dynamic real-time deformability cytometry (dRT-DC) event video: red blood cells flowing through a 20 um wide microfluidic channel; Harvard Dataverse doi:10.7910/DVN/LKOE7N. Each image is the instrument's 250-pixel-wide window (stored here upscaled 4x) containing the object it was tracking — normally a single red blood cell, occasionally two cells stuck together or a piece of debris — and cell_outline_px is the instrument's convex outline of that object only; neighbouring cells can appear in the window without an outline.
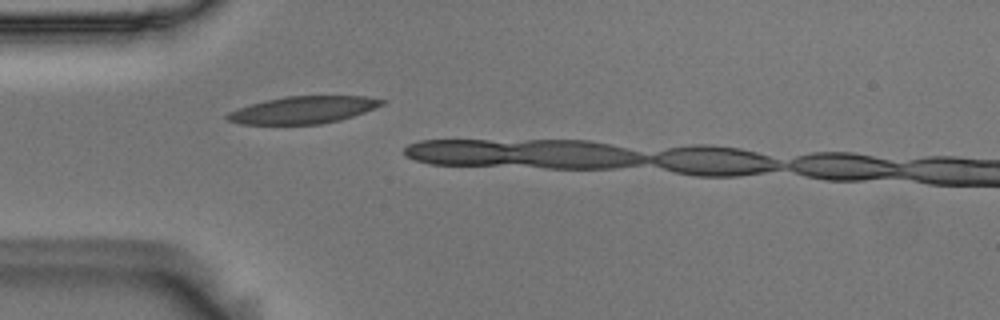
{"species": "Egyptian fruit bat (a non-hibernating species)", "species_latin": "Rousettus aegyptiacus", "temperature_condition": "room temperature", "stored_images_in_passage": 2, "camera_frame_rate_fps": 3000, "um_per_image_px": 0.085, "animal": {"sex": "male"}, "frame": {"image": 1, "passage_image": 1, "time_ms": 0.0, "image_size_px": [1000, 320], "cell_outline_px": [[388, 100], [384, 104], [364, 112], [340, 120], [320, 124], [240, 124], [228, 120], [224, 116], [228, 112], [264, 100], [284, 96], [368, 96]], "centroid_in_image_um": [25.79, 9.33], "position_along_channel_um": 59.2, "area_um2": 24.51}}